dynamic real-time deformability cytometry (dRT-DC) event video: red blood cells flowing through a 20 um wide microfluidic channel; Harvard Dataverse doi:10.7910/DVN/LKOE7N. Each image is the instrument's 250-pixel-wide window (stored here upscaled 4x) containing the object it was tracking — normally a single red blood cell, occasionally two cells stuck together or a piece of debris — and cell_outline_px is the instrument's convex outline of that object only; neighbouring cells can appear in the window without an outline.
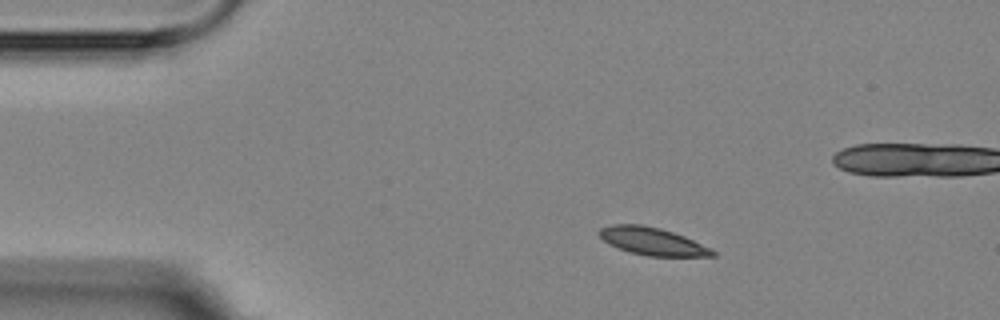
{"species": "Egyptian fruit bat (a non-hibernating species)", "species_latin": "Rousettus aegyptiacus", "temperature_condition": "room temperature", "stored_images_in_passage": 4, "camera_frame_rate_fps": 3000, "um_per_image_px": 0.085, "animal": {"sex": "female"}, "frame": {"image": 1, "passage_image": 2, "time_ms": 2.333, "image_size_px": [1000, 320], "cell_outline_px": [[716, 256], [648, 256], [628, 252], [604, 240], [596, 232], [600, 228], [612, 224], [644, 224], [660, 228], [684, 236], [712, 248], [716, 252]], "centroid_in_image_um": [55.47, 20.5], "position_along_channel_um": 29.5, "area_um2": 18.21}}